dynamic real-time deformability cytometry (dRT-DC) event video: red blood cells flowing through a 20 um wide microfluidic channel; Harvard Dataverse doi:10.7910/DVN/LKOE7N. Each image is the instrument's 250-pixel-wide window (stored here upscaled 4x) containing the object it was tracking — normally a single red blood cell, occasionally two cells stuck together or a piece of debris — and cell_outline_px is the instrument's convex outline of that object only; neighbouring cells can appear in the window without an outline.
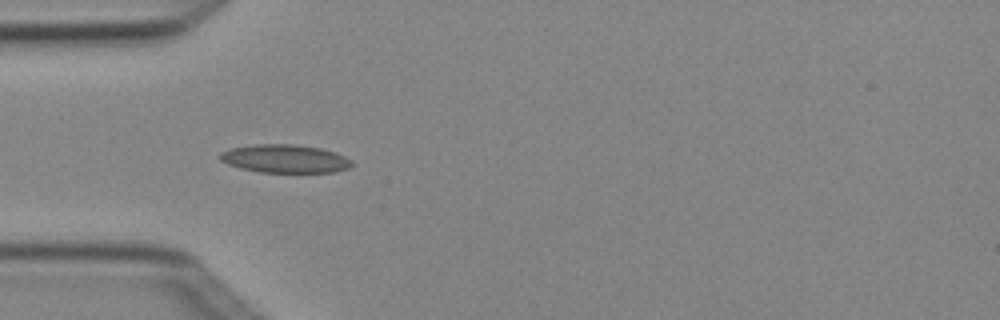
{"species": "Egyptian fruit bat (a non-hibernating species)", "species_latin": "Rousettus aegyptiacus", "temperature_condition": "cold", "stored_images_in_passage": 4, "camera_frame_rate_fps": 3000, "um_per_image_px": 0.085, "animal": {"sex": "female"}, "frame": {"image": 1, "passage_image": 3, "time_ms": 0.667, "image_size_px": [1000, 320], "cell_outline_px": [[352, 164], [348, 168], [332, 172], [260, 172], [240, 168], [228, 164], [220, 160], [220, 152], [228, 148], [256, 144], [296, 144], [320, 148], [336, 152], [352, 160]], "centroid_in_image_um": [24.2, 13.48], "position_along_channel_um": 60.8, "area_um2": 21.73}}
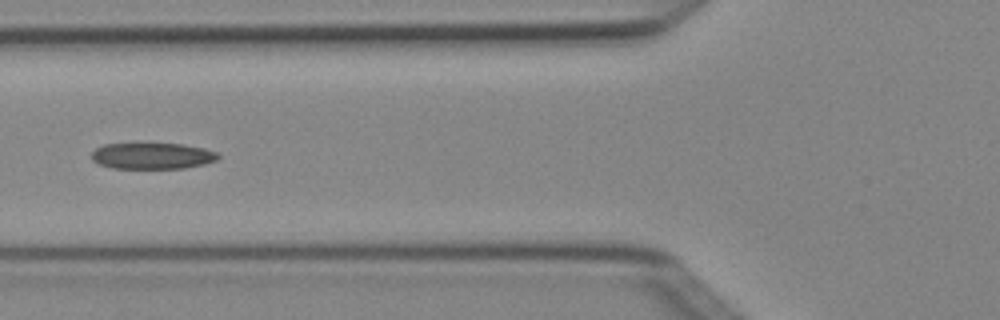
{"frame": {"image": 2, "passage_image": 4, "time_ms": 1.0, "image_size_px": [1000, 320], "cell_outline_px": [[220, 156], [216, 160], [204, 164], [184, 168], [112, 168], [100, 164], [92, 160], [92, 152], [96, 148], [104, 144], [148, 140], [180, 144], [204, 148], [216, 152]], "centroid_in_image_um": [12.91, 13.19], "position_along_channel_um": 112.9, "area_um2": 20.23}}